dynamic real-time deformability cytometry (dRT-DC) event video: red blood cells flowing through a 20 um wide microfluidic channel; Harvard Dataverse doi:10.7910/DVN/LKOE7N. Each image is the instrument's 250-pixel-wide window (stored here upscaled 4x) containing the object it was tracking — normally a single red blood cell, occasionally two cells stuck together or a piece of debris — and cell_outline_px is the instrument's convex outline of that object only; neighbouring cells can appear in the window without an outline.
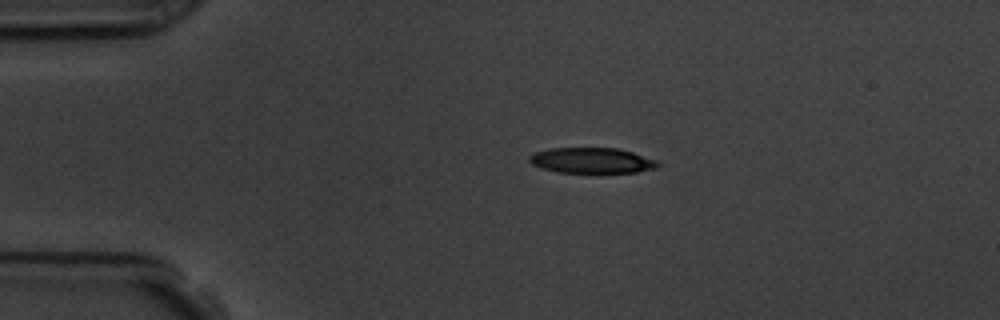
{"species": "common noctule bat (a hibernating species)", "species_latin": "Nyctalus noctula", "temperature_condition": "room temperature", "stored_images_in_passage": 4, "camera_frame_rate_fps": 3000, "um_per_image_px": 0.085, "animal": {"sex": "male", "body_mass_g": 19.5, "forearm_length_mm": 54.6}, "frame": {"image": 1, "passage_image": 3, "time_ms": 2.333, "image_size_px": [1000, 320], "cell_outline_px": [[660, 168], [636, 172], [556, 172], [540, 168], [532, 164], [528, 160], [528, 156], [536, 152], [552, 148], [616, 148], [632, 152], [656, 160], [660, 164]], "centroid_in_image_um": [50.3, 13.64], "position_along_channel_um": 34.7, "area_um2": 19.07}}